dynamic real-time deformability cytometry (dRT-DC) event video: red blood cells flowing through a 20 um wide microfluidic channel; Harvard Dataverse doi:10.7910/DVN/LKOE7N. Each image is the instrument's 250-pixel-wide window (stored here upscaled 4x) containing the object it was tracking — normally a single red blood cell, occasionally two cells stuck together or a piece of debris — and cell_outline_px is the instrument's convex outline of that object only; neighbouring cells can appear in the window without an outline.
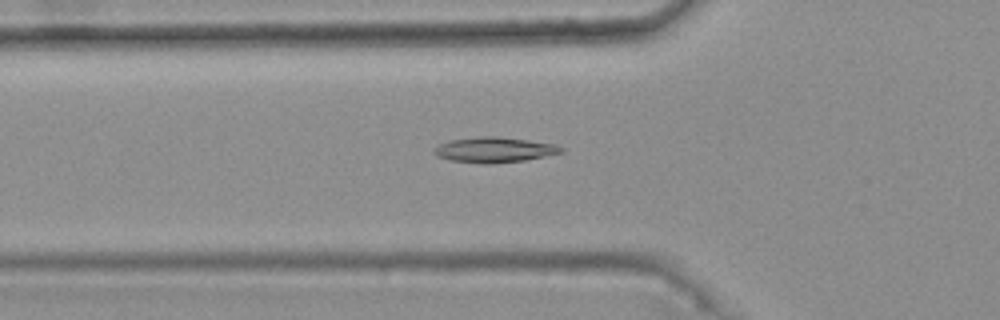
{"species": "common noctule bat (a hibernating species)", "species_latin": "Nyctalus noctula", "temperature_condition": "warm", "stored_images_in_passage": 31, "camera_frame_rate_fps": 3000, "um_per_image_px": 0.085, "animal": {"sex": "female", "body_mass_g": 25.1}, "frame": {"image": 1, "passage_image": 2, "time_ms": 0.333, "image_size_px": [1000, 320], "cell_outline_px": [[564, 152], [524, 160], [492, 164], [484, 164], [452, 160], [436, 156], [432, 152], [432, 148], [448, 140], [480, 136], [500, 136], [556, 144], [564, 148]], "centroid_in_image_um": [41.99, 12.72], "position_along_channel_um": 83.8, "area_um2": 18.9}}
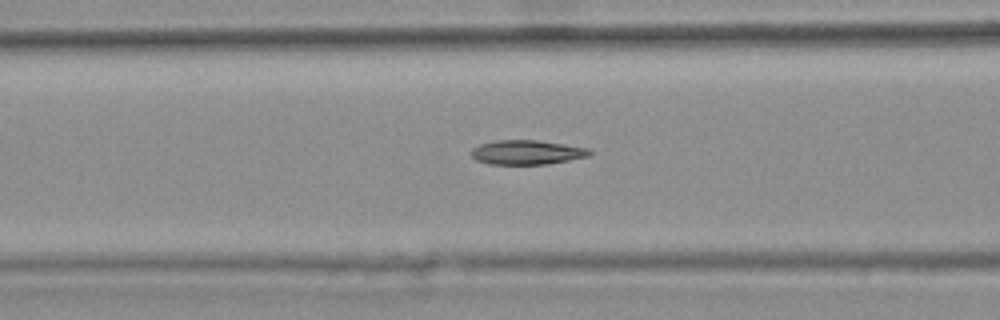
{"frame": {"image": 2, "passage_image": 5, "time_ms": 1.333, "image_size_px": [1000, 320], "cell_outline_px": [[592, 152], [588, 156], [568, 160], [544, 164], [488, 164], [476, 160], [468, 152], [472, 148], [480, 144], [496, 140], [536, 140], [592, 148]], "centroid_in_image_um": [44.76, 12.94], "position_along_channel_um": 121.8, "area_um2": 16.88}}
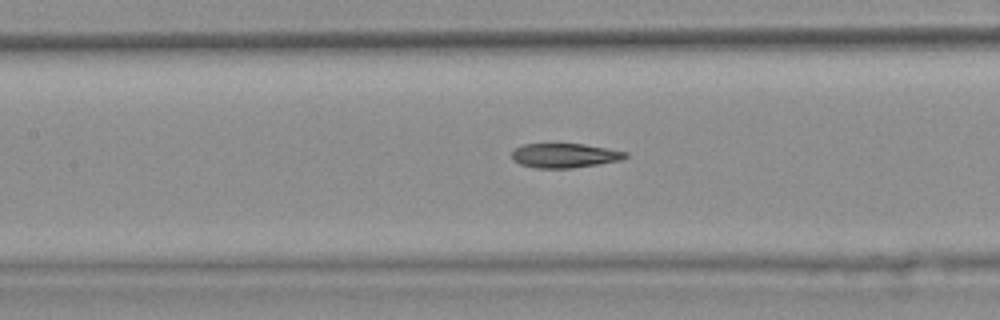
{"frame": {"image": 3, "passage_image": 8, "time_ms": 2.333, "image_size_px": [1000, 320], "cell_outline_px": [[628, 156], [620, 160], [600, 164], [572, 168], [532, 168], [520, 164], [512, 160], [512, 152], [516, 148], [524, 144], [584, 144], [628, 152]], "centroid_in_image_um": [47.99, 13.23], "position_along_channel_um": 159.4, "area_um2": 16.18}}